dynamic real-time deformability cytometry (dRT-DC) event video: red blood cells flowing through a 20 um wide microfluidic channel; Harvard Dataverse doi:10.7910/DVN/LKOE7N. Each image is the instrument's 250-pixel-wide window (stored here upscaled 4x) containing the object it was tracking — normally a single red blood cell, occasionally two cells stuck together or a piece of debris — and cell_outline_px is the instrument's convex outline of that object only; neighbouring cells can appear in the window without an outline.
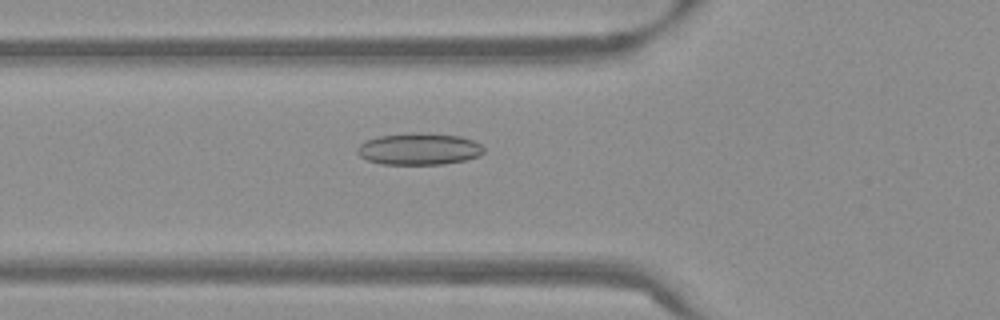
{"species": "Egyptian fruit bat (a non-hibernating species)", "species_latin": "Rousettus aegyptiacus", "temperature_condition": "warm", "stored_images_in_passage": 49, "camera_frame_rate_fps": 3000, "um_per_image_px": 0.085, "frame": {"image": 1, "passage_image": 15, "time_ms": 4.667, "image_size_px": [1000, 320], "cell_outline_px": [[484, 152], [480, 156], [468, 160], [444, 164], [380, 164], [368, 160], [360, 156], [356, 152], [356, 148], [364, 140], [380, 136], [412, 132], [428, 132], [460, 136], [472, 140], [480, 144], [484, 148]], "centroid_in_image_um": [35.63, 12.65], "position_along_channel_um": 90.2, "area_um2": 23.81}}
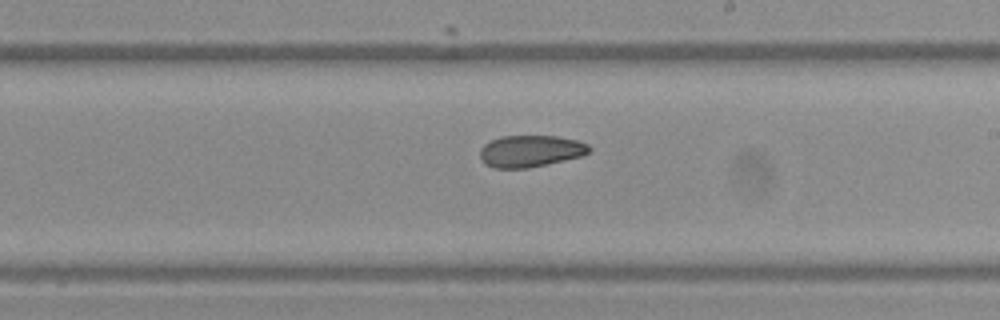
{"frame": {"image": 2, "passage_image": 27, "time_ms": 8.667, "image_size_px": [1000, 320], "cell_outline_px": [[592, 148], [584, 156], [548, 164], [528, 168], [492, 168], [484, 164], [480, 156], [480, 148], [484, 144], [500, 136], [556, 136], [576, 140], [588, 144]], "centroid_in_image_um": [45.09, 12.85], "position_along_channel_um": 243.9, "area_um2": 20.4}}
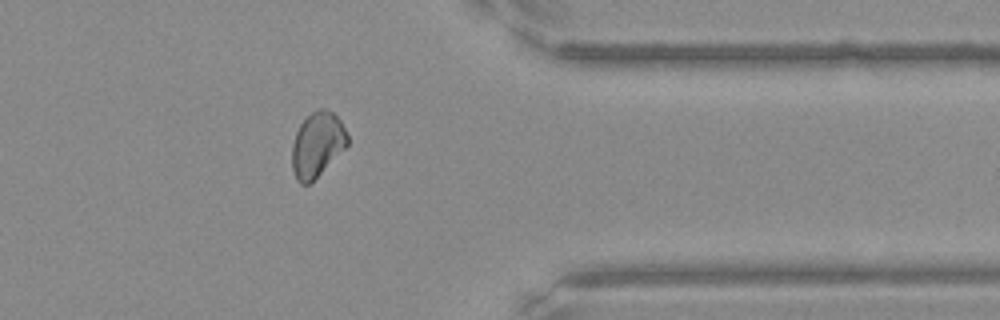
{"frame": {"image": 3, "passage_image": 39, "time_ms": 12.667, "image_size_px": [1000, 320], "cell_outline_px": [[348, 144], [308, 184], [300, 184], [296, 180], [292, 168], [292, 144], [296, 132], [300, 124], [316, 108], [324, 108], [332, 112], [340, 120], [348, 136]], "centroid_in_image_um": [26.94, 12.26], "position_along_channel_um": 384.5, "area_um2": 20.52}, "authors_computed_cell_mechanics": {"area_um2": 20.9814, "velocity_mm_per_s": 3.8257, "shape_relaxation_time_tau1_ms": null, "shape_relaxation_time_tau2_ms": 2.6022, "deformation_change_tau1": null, "deformation_change_tau2": 0.0718}}